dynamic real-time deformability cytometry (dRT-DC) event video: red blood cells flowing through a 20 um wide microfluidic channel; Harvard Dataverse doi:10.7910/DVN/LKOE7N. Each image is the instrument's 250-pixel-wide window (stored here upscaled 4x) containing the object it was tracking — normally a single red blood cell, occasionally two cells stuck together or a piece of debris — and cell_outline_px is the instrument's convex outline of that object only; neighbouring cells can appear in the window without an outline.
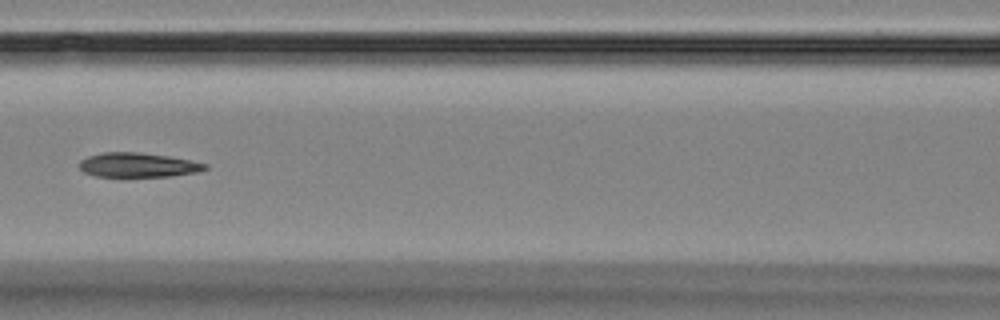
{"species": "Egyptian fruit bat (a non-hibernating species)", "species_latin": "Rousettus aegyptiacus", "temperature_condition": "room temperature", "stored_images_in_passage": 14, "camera_frame_rate_fps": 3000, "um_per_image_px": 0.085, "animal": {"sex": "female"}, "frame": {"image": 1, "passage_image": 7, "time_ms": 7.667, "image_size_px": [1000, 320], "cell_outline_px": [[208, 168], [196, 172], [172, 176], [96, 176], [84, 172], [80, 168], [80, 160], [88, 156], [104, 152], [136, 152], [168, 156], [208, 164]], "centroid_in_image_um": [11.72, 14.02], "position_along_channel_um": 154.9, "area_um2": 17.63}}
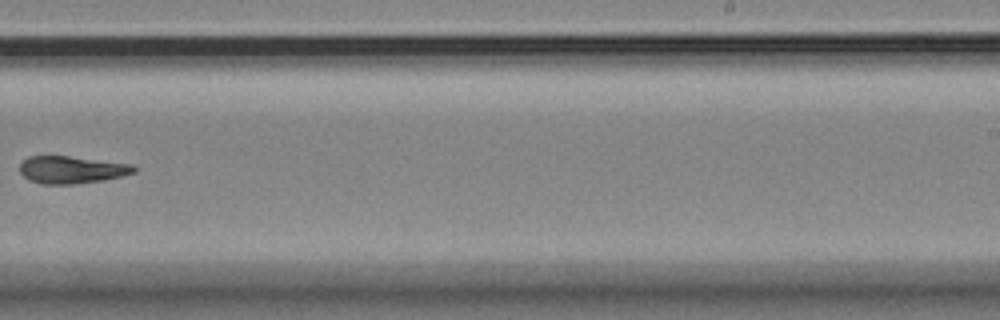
{"frame": {"image": 2, "passage_image": 10, "time_ms": 11.333, "image_size_px": [1000, 320], "cell_outline_px": [[136, 172], [104, 180], [72, 184], [40, 184], [28, 180], [20, 172], [20, 164], [28, 156], [68, 156], [132, 164], [136, 168]], "centroid_in_image_um": [6.07, 14.43], "position_along_channel_um": 282.9, "area_um2": 18.15}}
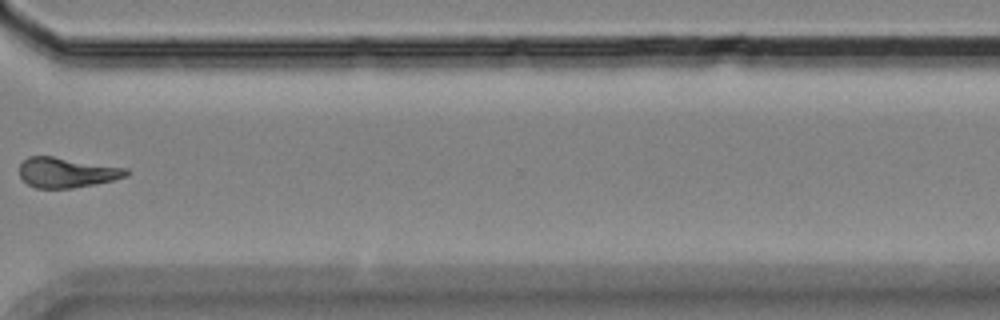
{"frame": {"image": 3, "passage_image": 12, "time_ms": 13.667, "image_size_px": [1000, 320], "cell_outline_px": [[128, 176], [112, 180], [72, 188], [36, 188], [28, 184], [20, 176], [20, 164], [28, 156], [52, 156], [128, 168]], "centroid_in_image_um": [5.66, 14.65], "position_along_channel_um": 364.9, "area_um2": 18.55}}